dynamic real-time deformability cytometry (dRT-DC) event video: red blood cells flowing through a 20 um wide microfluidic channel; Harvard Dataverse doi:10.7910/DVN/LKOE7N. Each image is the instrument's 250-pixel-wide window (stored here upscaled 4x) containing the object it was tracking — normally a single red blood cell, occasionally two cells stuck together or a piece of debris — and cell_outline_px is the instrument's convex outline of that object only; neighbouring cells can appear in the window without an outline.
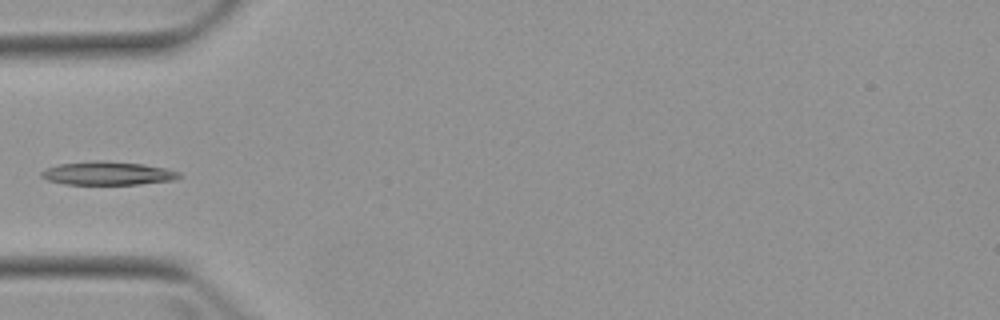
{"species": "Egyptian fruit bat (a non-hibernating species)", "species_latin": "Rousettus aegyptiacus", "temperature_condition": "warm", "stored_images_in_passage": 1, "camera_frame_rate_fps": 3000, "um_per_image_px": 0.085, "animal": {"sex": "female"}, "frame": {"image": 1, "passage_image": 1, "time_ms": 0.0, "image_size_px": [1000, 320], "cell_outline_px": [[184, 176], [176, 180], [140, 184], [64, 184], [48, 180], [40, 176], [40, 172], [48, 168], [60, 164], [96, 160], [104, 160], [144, 164], [164, 168], [180, 172]], "centroid_in_image_um": [9.21, 14.73], "position_along_channel_um": 75.8, "area_um2": 18.9}}